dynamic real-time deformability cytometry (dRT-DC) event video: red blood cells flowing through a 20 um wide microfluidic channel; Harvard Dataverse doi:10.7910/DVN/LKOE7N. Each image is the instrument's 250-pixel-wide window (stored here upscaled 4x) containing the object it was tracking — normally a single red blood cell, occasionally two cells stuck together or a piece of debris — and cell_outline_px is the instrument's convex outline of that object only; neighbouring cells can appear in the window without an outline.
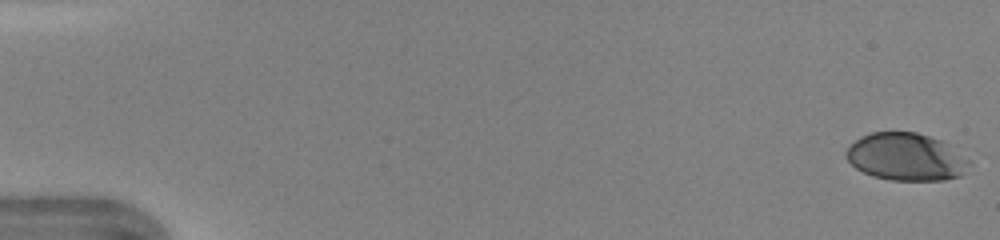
{"species": "human", "species_latin": "Homo sapiens", "temperature_condition": "warm", "stored_images_in_passage": 47, "camera_frame_rate_fps": 3000, "um_per_image_px": 0.085, "donor": {"sex": "female"}, "frame": {"image": 1, "passage_image": 1, "time_ms": 0.0, "image_size_px": [1000, 240], "cell_outline_px": [[972, 164], [960, 176], [944, 180], [892, 180], [872, 176], [856, 168], [844, 156], [844, 152], [860, 136], [872, 132], [916, 132], [940, 140], [948, 144], [972, 160]], "centroid_in_image_um": [77.04, 13.34], "position_along_channel_um": 8.0, "area_um2": 34.22}}
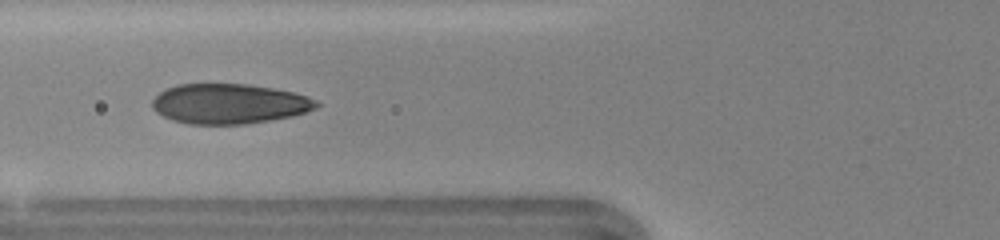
{"frame": {"image": 2, "passage_image": 19, "time_ms": 6.0, "image_size_px": [1000, 240], "cell_outline_px": [[320, 104], [316, 108], [292, 116], [244, 124], [188, 124], [172, 120], [156, 112], [152, 108], [152, 100], [160, 92], [176, 84], [248, 84], [272, 88], [292, 92], [308, 96], [316, 100]], "centroid_in_image_um": [19.46, 8.82], "position_along_channel_um": 106.3, "area_um2": 38.15}}
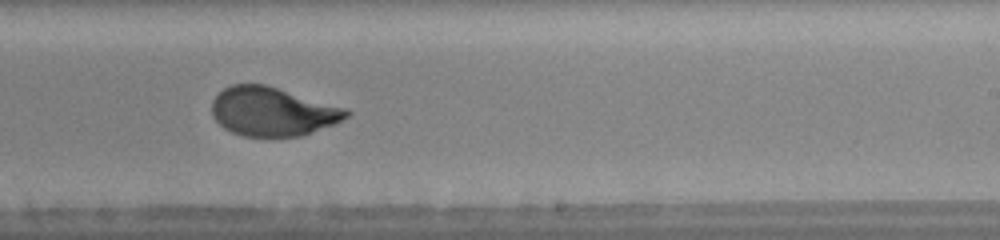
{"frame": {"image": 3, "passage_image": 30, "time_ms": 9.667, "image_size_px": [1000, 240], "cell_outline_px": [[352, 112], [348, 116], [336, 124], [300, 136], [244, 136], [232, 132], [224, 128], [212, 116], [212, 100], [224, 88], [232, 84], [264, 84], [344, 108]], "centroid_in_image_um": [23.14, 9.49], "position_along_channel_um": 265.9, "area_um2": 37.86}, "authors_computed_cell_mechanics": {"area_um2": 37.9746, "velocity_mm_per_s": 4.3574, "shape_relaxation_time_tau1_ms": 3.7086, "shape_relaxation_time_tau2_ms": null, "deformation_change_tau1": 0.2092, "deformation_change_tau2": null}}